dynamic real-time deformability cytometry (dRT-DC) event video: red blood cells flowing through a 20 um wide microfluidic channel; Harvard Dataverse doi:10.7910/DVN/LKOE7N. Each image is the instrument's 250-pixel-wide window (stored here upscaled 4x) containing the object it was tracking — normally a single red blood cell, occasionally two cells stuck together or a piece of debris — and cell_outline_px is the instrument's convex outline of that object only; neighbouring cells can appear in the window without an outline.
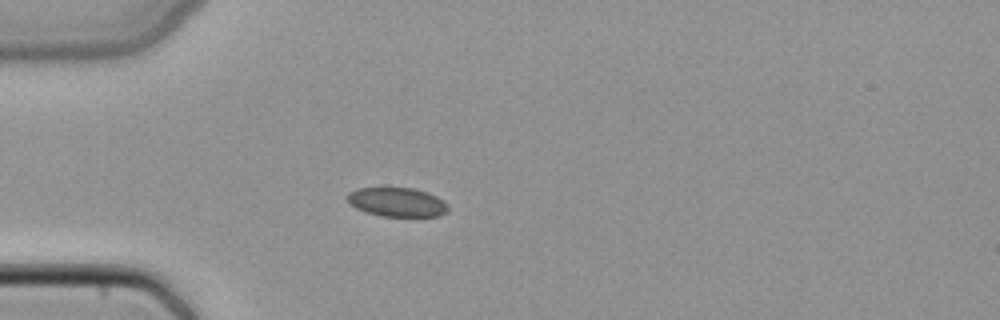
{"species": "common noctule bat (a hibernating species)", "species_latin": "Nyctalus noctula", "temperature_condition": "cold", "stored_images_in_passage": 46, "camera_frame_rate_fps": 3000, "um_per_image_px": 0.085, "animal": {"sex": "female", "body_mass_g": 22.7, "forearm_length_mm": 54.2}, "frame": {"image": 1, "passage_image": 11, "time_ms": 3.333, "image_size_px": [1000, 320], "cell_outline_px": [[448, 208], [440, 216], [380, 216], [356, 208], [348, 204], [344, 196], [348, 192], [356, 188], [412, 188], [436, 196], [444, 200], [448, 204]], "centroid_in_image_um": [33.69, 17.17], "position_along_channel_um": 51.3, "area_um2": 17.11}}
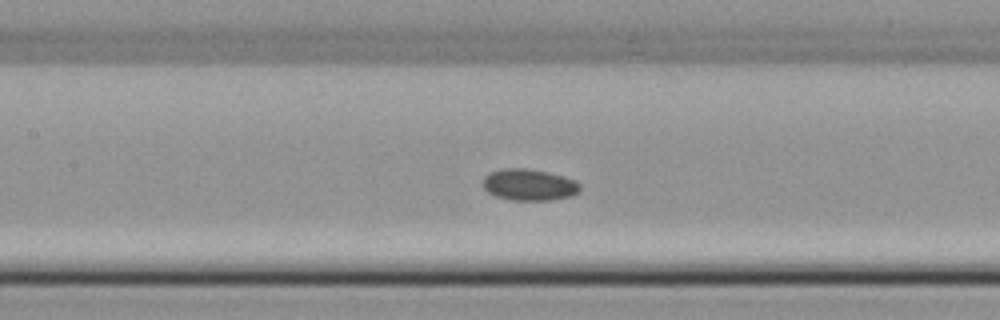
{"frame": {"image": 2, "passage_image": 20, "time_ms": 6.333, "image_size_px": [1000, 320], "cell_outline_px": [[580, 192], [572, 196], [548, 200], [512, 200], [496, 196], [488, 192], [484, 188], [484, 176], [488, 172], [504, 168], [528, 168], [548, 172], [564, 176], [576, 180], [580, 184]], "centroid_in_image_um": [45.0, 15.69], "position_along_channel_um": 162.4, "area_um2": 17.98}}
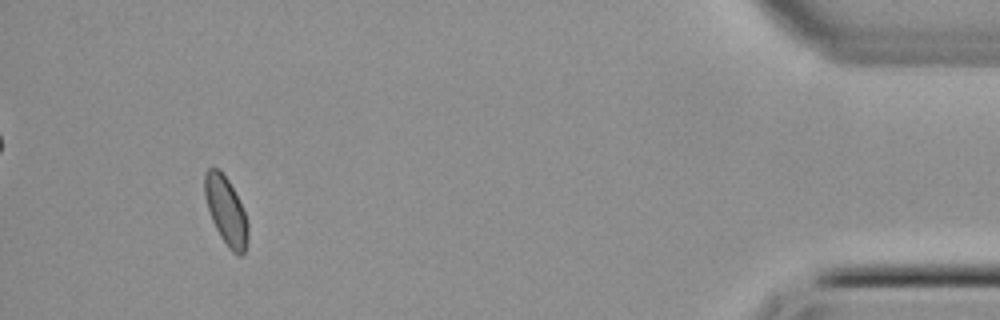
{"frame": {"image": 3, "passage_image": 43, "time_ms": 14.0, "image_size_px": [1000, 320], "cell_outline_px": [[248, 240], [244, 252], [240, 256], [236, 256], [228, 248], [220, 236], [212, 220], [204, 196], [204, 172], [208, 168], [220, 168], [228, 180], [244, 212], [248, 224]], "centroid_in_image_um": [19.19, 17.93], "position_along_channel_um": 416.0, "area_um2": 17.11}}